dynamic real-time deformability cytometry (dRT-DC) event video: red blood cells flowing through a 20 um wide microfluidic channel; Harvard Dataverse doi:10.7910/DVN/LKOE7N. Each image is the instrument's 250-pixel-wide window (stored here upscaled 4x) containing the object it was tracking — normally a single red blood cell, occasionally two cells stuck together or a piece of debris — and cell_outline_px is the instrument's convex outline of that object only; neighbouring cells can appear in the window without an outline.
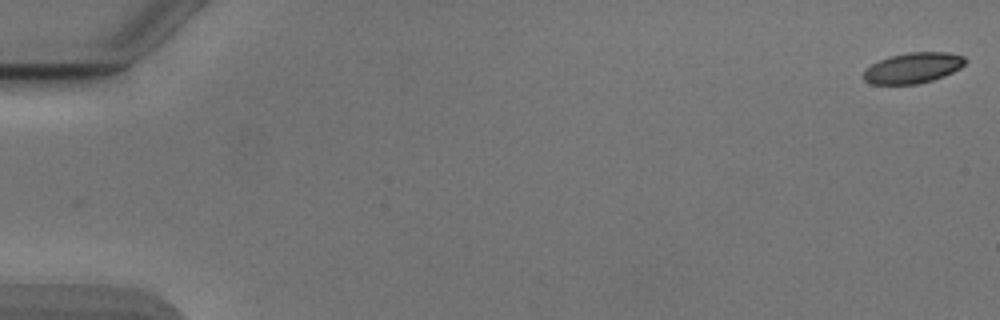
{"species": "Egyptian fruit bat (a non-hibernating species)", "species_latin": "Rousettus aegyptiacus", "temperature_condition": "cold", "stored_images_in_passage": 7, "camera_frame_rate_fps": 3000, "um_per_image_px": 0.085, "animal": {"sex": "male"}, "frame": {"image": 1, "passage_image": 1, "time_ms": 0.0, "image_size_px": [1000, 320], "cell_outline_px": [[968, 60], [960, 68], [944, 76], [932, 80], [916, 84], [872, 84], [864, 80], [864, 72], [872, 64], [888, 56], [908, 52], [948, 52], [964, 56]], "centroid_in_image_um": [77.63, 5.76], "position_along_channel_um": 7.4, "area_um2": 18.09}}